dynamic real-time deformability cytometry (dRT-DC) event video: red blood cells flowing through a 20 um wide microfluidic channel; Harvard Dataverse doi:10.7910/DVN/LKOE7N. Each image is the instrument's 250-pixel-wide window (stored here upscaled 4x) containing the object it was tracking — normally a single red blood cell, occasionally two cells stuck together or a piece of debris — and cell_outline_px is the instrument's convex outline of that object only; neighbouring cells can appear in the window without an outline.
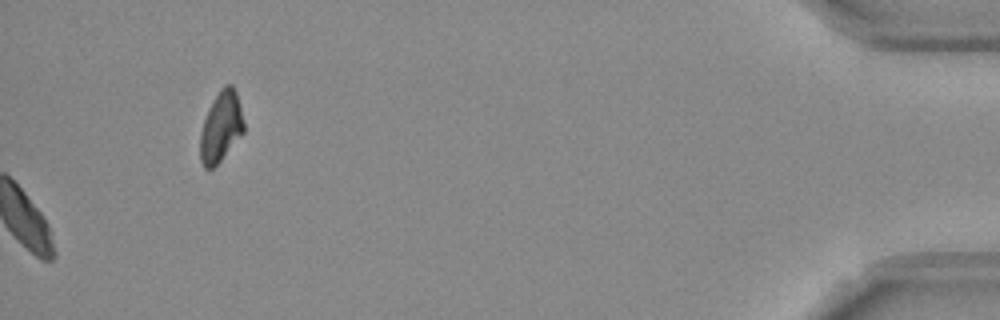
{"species": "Egyptian fruit bat (a non-hibernating species)", "species_latin": "Rousettus aegyptiacus", "temperature_condition": "room temperature", "stored_images_in_passage": 54, "camera_frame_rate_fps": 3000, "um_per_image_px": 0.085, "frame": {"image": 1, "passage_image": 54, "time_ms": 17.667, "image_size_px": [1000, 320], "cell_outline_px": [[244, 132], [220, 160], [212, 168], [204, 168], [200, 160], [200, 132], [208, 108], [220, 88], [224, 84], [232, 84], [236, 92], [244, 120]], "centroid_in_image_um": [18.77, 10.75], "position_along_channel_um": 416.4, "area_um2": 17.8}, "authors_computed_cell_mechanics": {"area_um2": 21.7906, "velocity_mm_per_s": 3.7157, "shape_relaxation_time_tau1_ms": 6.6895, "shape_relaxation_time_tau2_ms": null, "deformation_change_tau1": 0.1024, "deformation_change_tau2": null}}